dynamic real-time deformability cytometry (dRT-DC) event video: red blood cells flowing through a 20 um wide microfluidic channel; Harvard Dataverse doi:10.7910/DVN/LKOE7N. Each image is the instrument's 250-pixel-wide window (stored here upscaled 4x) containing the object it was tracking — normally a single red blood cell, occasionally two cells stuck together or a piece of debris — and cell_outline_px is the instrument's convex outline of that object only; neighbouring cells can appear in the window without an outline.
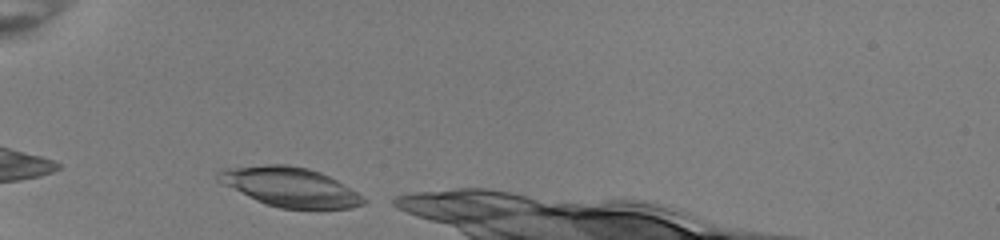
{"species": "common noctule bat (a hibernating species)", "species_latin": "Nyctalus noctula", "temperature_condition": "room temperature", "stored_images_in_passage": 9, "camera_frame_rate_fps": 3000, "um_per_image_px": 0.085, "animal": {"sex": "female", "body_mass_g": 22.0, "forearm_length_mm": 56.7}, "frame": {"image": 1, "passage_image": 1, "time_ms": 0.0, "image_size_px": [1000, 240], "cell_outline_px": [[368, 200], [364, 204], [348, 208], [280, 208], [256, 200], [224, 184], [220, 180], [220, 172], [224, 168], [264, 164], [288, 164], [308, 168], [320, 172], [336, 180], [356, 192]], "centroid_in_image_um": [24.69, 15.88], "position_along_channel_um": 60.3, "area_um2": 32.6}}